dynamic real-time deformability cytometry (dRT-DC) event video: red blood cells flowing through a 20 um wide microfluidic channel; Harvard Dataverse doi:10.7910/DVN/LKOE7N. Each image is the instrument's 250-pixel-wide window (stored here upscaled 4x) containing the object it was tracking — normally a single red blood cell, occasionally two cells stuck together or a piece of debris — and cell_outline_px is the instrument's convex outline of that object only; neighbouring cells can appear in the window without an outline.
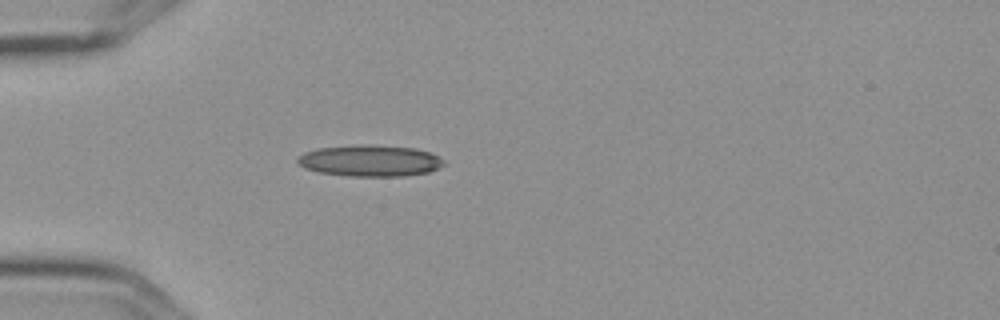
{"species": "Egyptian fruit bat (a non-hibernating species)", "species_latin": "Rousettus aegyptiacus", "temperature_condition": "cold", "stored_images_in_passage": 4, "camera_frame_rate_fps": 3000, "um_per_image_px": 0.085, "frame": {"image": 1, "passage_image": 3, "time_ms": 0.667, "image_size_px": [1000, 320], "cell_outline_px": [[444, 164], [440, 168], [428, 172], [404, 176], [348, 176], [320, 172], [304, 168], [296, 160], [304, 152], [316, 148], [360, 144], [372, 144], [416, 148], [428, 152], [444, 160]], "centroid_in_image_um": [31.45, 13.65], "position_along_channel_um": 53.6, "area_um2": 26.88}}